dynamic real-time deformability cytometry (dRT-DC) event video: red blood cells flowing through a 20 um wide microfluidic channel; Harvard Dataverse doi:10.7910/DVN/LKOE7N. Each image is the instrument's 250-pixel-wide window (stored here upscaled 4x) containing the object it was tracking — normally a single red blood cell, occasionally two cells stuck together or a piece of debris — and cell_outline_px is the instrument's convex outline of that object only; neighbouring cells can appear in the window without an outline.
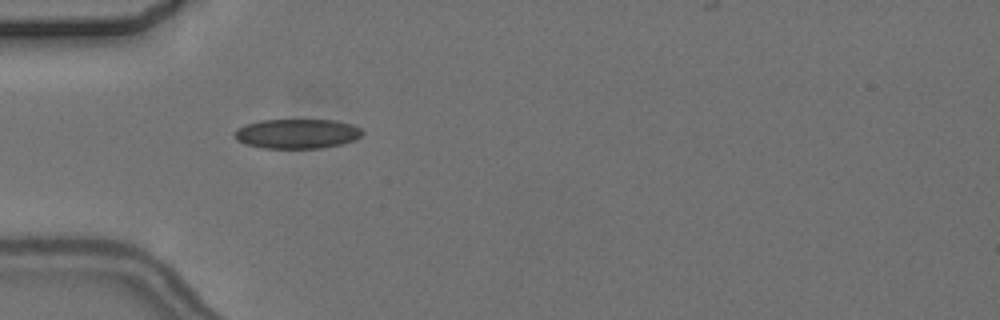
{"species": "common noctule bat (a hibernating species)", "species_latin": "Nyctalus noctula", "temperature_condition": "cold", "stored_images_in_passage": 3, "camera_frame_rate_fps": 3000, "um_per_image_px": 0.085, "animal": {"sex": "female", "body_mass_g": 24.6, "forearm_length_mm": 56.2}, "frame": {"image": 1, "passage_image": 2, "time_ms": 4.0, "image_size_px": [1000, 320], "cell_outline_px": [[364, 132], [360, 136], [352, 140], [340, 144], [320, 148], [264, 148], [244, 144], [236, 140], [236, 128], [260, 120], [336, 120], [352, 124], [360, 128]], "centroid_in_image_um": [25.24, 11.36], "position_along_channel_um": 59.8, "area_um2": 21.91}}
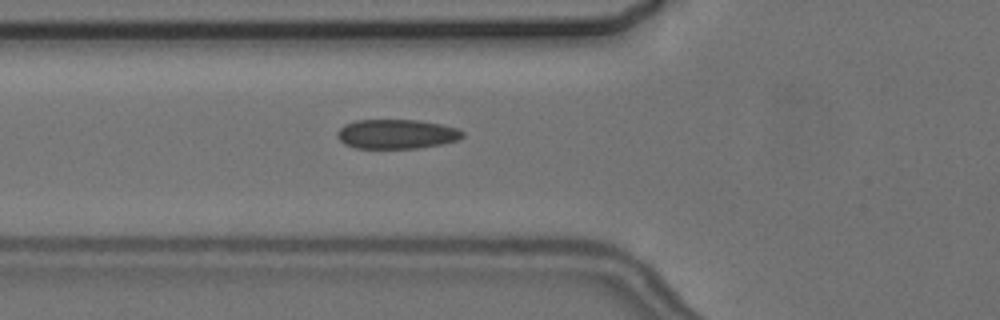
{"frame": {"image": 2, "passage_image": 3, "time_ms": 5.0, "image_size_px": [1000, 320], "cell_outline_px": [[464, 136], [456, 140], [440, 144], [416, 148], [356, 148], [344, 144], [336, 136], [336, 132], [344, 124], [356, 120], [416, 120], [440, 124], [456, 128], [464, 132]], "centroid_in_image_um": [33.66, 11.39], "position_along_channel_um": 92.1, "area_um2": 21.39}}